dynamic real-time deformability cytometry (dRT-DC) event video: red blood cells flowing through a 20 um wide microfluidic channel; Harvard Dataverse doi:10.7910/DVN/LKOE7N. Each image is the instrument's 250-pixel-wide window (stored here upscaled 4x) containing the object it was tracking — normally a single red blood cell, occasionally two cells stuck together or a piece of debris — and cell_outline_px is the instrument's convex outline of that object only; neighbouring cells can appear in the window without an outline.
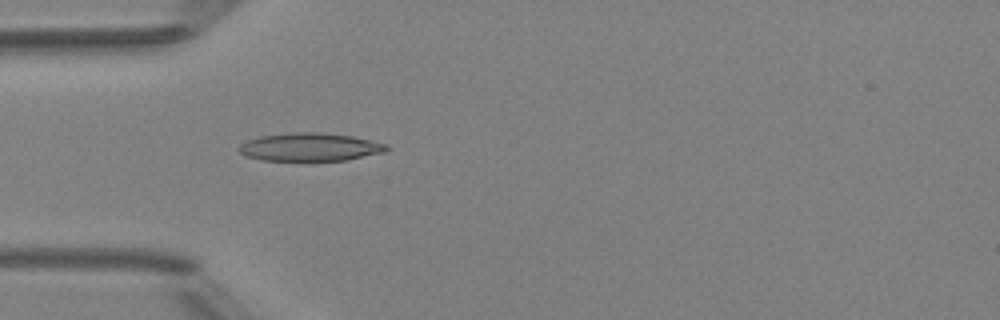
{"species": "Egyptian fruit bat (a non-hibernating species)", "species_latin": "Rousettus aegyptiacus", "temperature_condition": "room temperature", "stored_images_in_passage": 5, "camera_frame_rate_fps": 3000, "um_per_image_px": 0.085, "animal": {"sex": "female"}, "frame": {"image": 1, "passage_image": 5, "time_ms": 4.667, "image_size_px": [1000, 320], "cell_outline_px": [[392, 148], [384, 152], [344, 160], [264, 160], [248, 156], [240, 152], [236, 148], [240, 144], [248, 140], [260, 136], [296, 132], [320, 132], [352, 136], [388, 144]], "centroid_in_image_um": [26.37, 12.49], "position_along_channel_um": 58.6, "area_um2": 23.99}}